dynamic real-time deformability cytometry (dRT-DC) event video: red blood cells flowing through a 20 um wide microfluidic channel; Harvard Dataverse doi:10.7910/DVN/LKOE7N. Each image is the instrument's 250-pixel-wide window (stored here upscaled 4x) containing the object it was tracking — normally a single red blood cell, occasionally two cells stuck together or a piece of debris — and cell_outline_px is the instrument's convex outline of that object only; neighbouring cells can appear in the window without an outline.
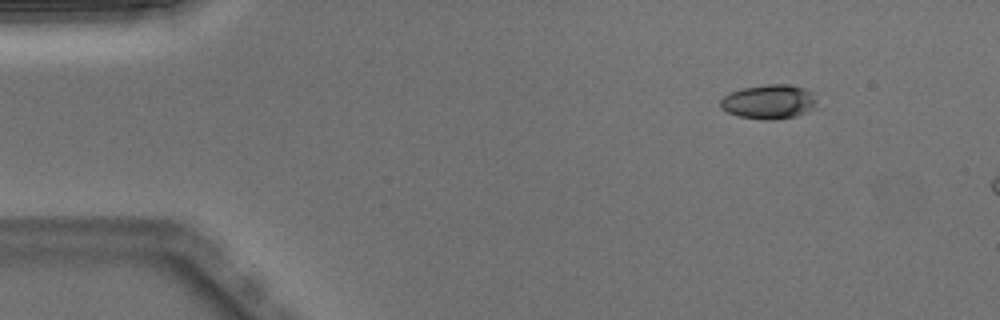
{"species": "Egyptian fruit bat (a non-hibernating species)", "species_latin": "Rousettus aegyptiacus", "temperature_condition": "warm", "stored_images_in_passage": 6, "segment_of_instrument_passage": [2, 2], "camera_frame_rate_fps": 3000, "um_per_image_px": 0.085, "animal": {"sex": "male"}, "frame": {"image": 1, "passage_image": 6, "time_ms": 1.667, "image_size_px": [1000, 320], "cell_outline_px": [[816, 100], [808, 112], [796, 116], [776, 120], [764, 120], [740, 116], [728, 112], [720, 108], [720, 100], [724, 96], [732, 92], [744, 88], [768, 84], [788, 84], [804, 88]], "centroid_in_image_um": [65.32, 8.66], "position_along_channel_um": 19.7, "area_um2": 18.96}}